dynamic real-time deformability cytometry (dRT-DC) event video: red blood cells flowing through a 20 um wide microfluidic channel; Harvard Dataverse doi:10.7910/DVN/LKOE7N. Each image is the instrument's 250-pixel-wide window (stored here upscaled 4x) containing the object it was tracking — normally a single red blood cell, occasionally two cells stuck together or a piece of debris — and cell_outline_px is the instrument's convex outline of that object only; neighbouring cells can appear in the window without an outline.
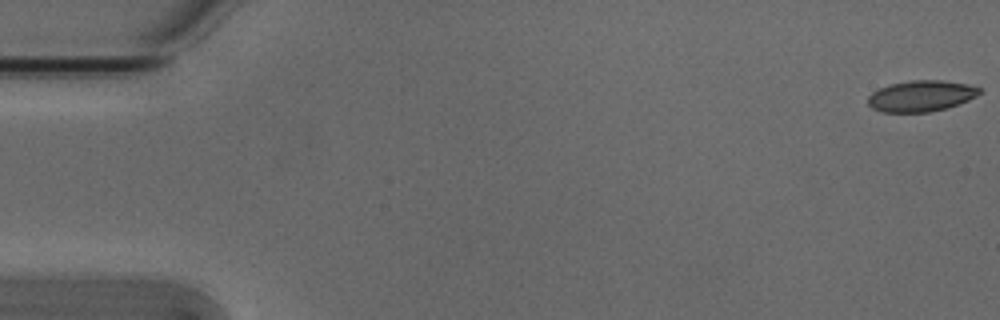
{"species": "Egyptian fruit bat (a non-hibernating species)", "species_latin": "Rousettus aegyptiacus", "temperature_condition": "cold", "stored_images_in_passage": 4, "segment_of_instrument_passage": [2, 2], "camera_frame_rate_fps": 3000, "um_per_image_px": 0.085, "animal": {"sex": "male"}, "frame": {"image": 1, "passage_image": 4, "time_ms": 1.0, "image_size_px": [1000, 320], "cell_outline_px": [[984, 92], [968, 100], [944, 108], [928, 112], [884, 112], [872, 108], [868, 104], [868, 96], [872, 92], [880, 88], [892, 84], [912, 80], [944, 80], [968, 84], [980, 88]], "centroid_in_image_um": [78.31, 8.15], "position_along_channel_um": 6.7, "area_um2": 20.06}}